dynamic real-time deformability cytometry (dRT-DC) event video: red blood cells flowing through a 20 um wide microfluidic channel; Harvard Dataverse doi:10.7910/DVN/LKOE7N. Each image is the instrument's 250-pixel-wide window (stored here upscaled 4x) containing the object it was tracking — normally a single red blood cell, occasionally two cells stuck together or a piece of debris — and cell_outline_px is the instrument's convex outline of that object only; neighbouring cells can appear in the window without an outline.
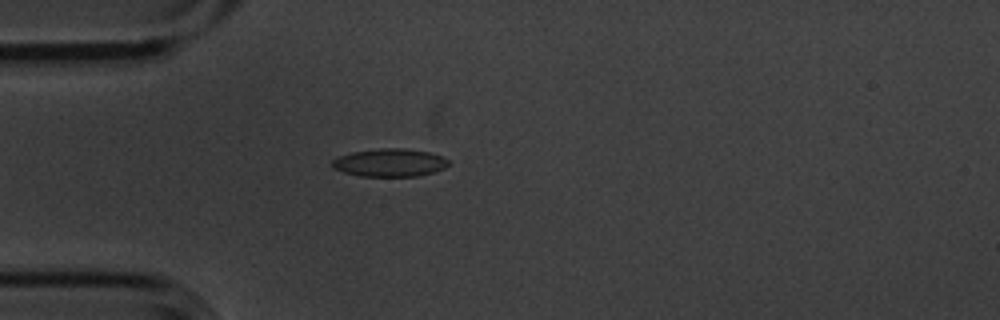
{"species": "common noctule bat (a hibernating species)", "species_latin": "Nyctalus noctula", "temperature_condition": "cold", "stored_images_in_passage": 4, "camera_frame_rate_fps": 3000, "um_per_image_px": 0.085, "animal": {"sex": "male", "body_mass_g": 20.1, "forearm_length_mm": 53.5}, "frame": {"image": 1, "passage_image": 4, "time_ms": 1.0, "image_size_px": [1000, 320], "cell_outline_px": [[448, 164], [444, 168], [432, 172], [416, 176], [360, 176], [344, 172], [332, 168], [332, 160], [336, 156], [352, 152], [380, 148], [404, 148], [428, 152], [440, 156], [448, 160]], "centroid_in_image_um": [33.07, 13.82], "position_along_channel_um": 51.9, "area_um2": 18.84}}